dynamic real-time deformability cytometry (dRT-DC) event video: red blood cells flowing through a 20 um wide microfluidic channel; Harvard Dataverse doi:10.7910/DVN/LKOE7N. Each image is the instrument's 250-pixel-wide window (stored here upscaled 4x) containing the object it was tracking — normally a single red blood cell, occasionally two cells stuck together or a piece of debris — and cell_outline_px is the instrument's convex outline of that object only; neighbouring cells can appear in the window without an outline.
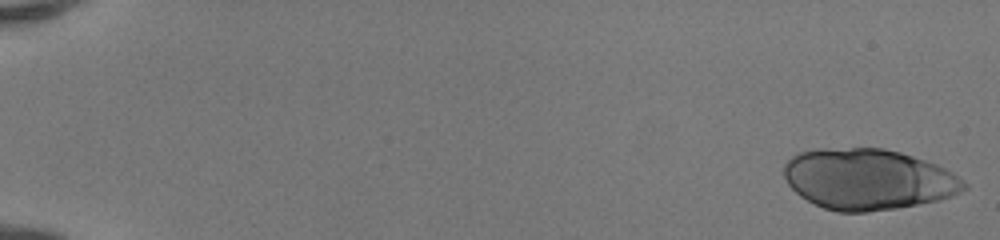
{"species": "human", "species_latin": "Homo sapiens", "temperature_condition": "room temperature", "stored_images_in_passage": 50, "camera_frame_rate_fps": 3000, "um_per_image_px": 0.085, "donor": {"sex": "female"}, "frame": {"image": 1, "passage_image": 1, "time_ms": 0.0, "image_size_px": [1000, 240], "cell_outline_px": [[968, 188], [952, 196], [940, 200], [896, 208], [868, 212], [836, 212], [824, 208], [800, 196], [788, 184], [784, 176], [784, 164], [792, 156], [800, 152], [816, 148], [884, 148], [900, 152], [936, 164], [952, 172], [968, 184]], "centroid_in_image_um": [73.79, 15.23], "position_along_channel_um": 11.2, "area_um2": 63.98}}
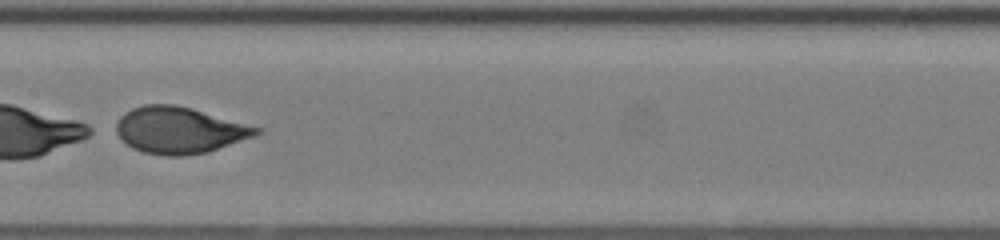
{"frame": {"image": 2, "passage_image": 28, "time_ms": 9.0, "image_size_px": [1000, 240], "cell_outline_px": [[264, 132], [256, 136], [208, 152], [184, 156], [164, 156], [144, 152], [132, 148], [116, 132], [116, 124], [120, 116], [124, 112], [132, 108], [144, 104], [176, 104], [192, 108], [264, 128]], "centroid_in_image_um": [15.31, 11.06], "position_along_channel_um": 192.1, "area_um2": 38.38}}
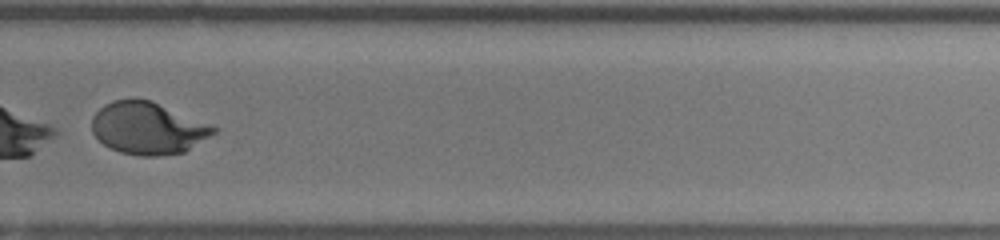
{"frame": {"image": 3, "passage_image": 37, "time_ms": 12.0, "image_size_px": [1000, 240], "cell_outline_px": [[220, 128], [216, 132], [184, 152], [160, 156], [140, 156], [120, 152], [108, 148], [92, 132], [92, 116], [104, 104], [112, 100], [152, 100], [212, 124]], "centroid_in_image_um": [12.59, 10.9], "position_along_channel_um": 317.2, "area_um2": 37.11}}